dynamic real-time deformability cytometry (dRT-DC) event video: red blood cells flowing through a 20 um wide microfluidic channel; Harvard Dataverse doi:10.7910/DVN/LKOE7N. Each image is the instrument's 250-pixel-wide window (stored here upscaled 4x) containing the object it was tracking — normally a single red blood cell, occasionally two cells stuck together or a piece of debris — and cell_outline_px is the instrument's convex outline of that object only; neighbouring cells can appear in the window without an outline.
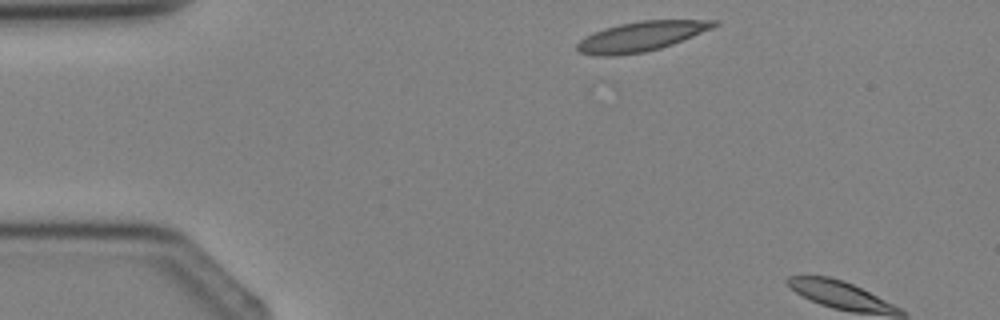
{"species": "Egyptian fruit bat (a non-hibernating species)", "species_latin": "Rousettus aegyptiacus", "temperature_condition": "cold", "stored_images_in_passage": 2, "camera_frame_rate_fps": 3000, "um_per_image_px": 0.085, "animal": {"sex": "female"}, "frame": {"image": 1, "passage_image": 1, "time_ms": 0.0, "image_size_px": [1000, 320], "cell_outline_px": [[720, 24], [712, 28], [672, 44], [660, 48], [644, 52], [616, 56], [596, 56], [580, 52], [576, 48], [576, 44], [580, 40], [604, 28], [620, 24], [640, 20], [720, 20]], "centroid_in_image_um": [54.51, 3.09], "position_along_channel_um": 30.5, "area_um2": 23.52}}